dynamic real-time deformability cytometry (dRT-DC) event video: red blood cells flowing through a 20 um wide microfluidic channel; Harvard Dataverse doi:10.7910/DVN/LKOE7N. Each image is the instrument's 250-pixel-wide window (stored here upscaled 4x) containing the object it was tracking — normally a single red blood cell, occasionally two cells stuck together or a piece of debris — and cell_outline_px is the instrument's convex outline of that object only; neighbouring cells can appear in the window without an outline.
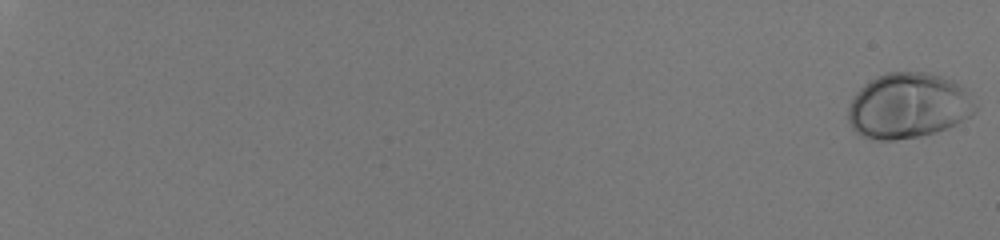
{"species": "human", "species_latin": "Homo sapiens", "temperature_condition": "room temperature", "stored_images_in_passage": 57, "camera_frame_rate_fps": 3000, "um_per_image_px": 0.085, "donor": {"sex": "male"}, "frame": {"image": 1, "passage_image": 1, "time_ms": 0.0, "image_size_px": [1000, 240], "cell_outline_px": [[976, 112], [956, 124], [948, 128], [936, 132], [920, 136], [896, 140], [872, 140], [860, 136], [852, 128], [848, 120], [848, 108], [856, 92], [864, 84], [876, 76], [884, 72], [928, 72], [952, 80], [960, 84], [964, 88], [976, 108]], "centroid_in_image_um": [77.17, 9.0], "position_along_channel_um": 7.8, "area_um2": 48.61}}
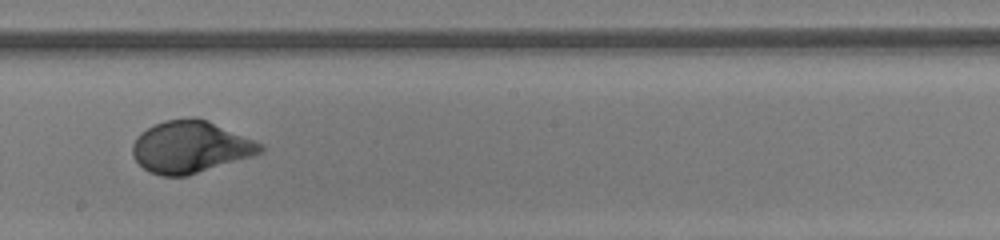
{"frame": {"image": 2, "passage_image": 39, "time_ms": 12.667, "image_size_px": [1000, 240], "cell_outline_px": [[264, 152], [252, 156], [188, 176], [160, 176], [144, 168], [132, 156], [132, 144], [136, 136], [140, 132], [164, 120], [196, 116], [208, 120], [264, 144]], "centroid_in_image_um": [16.19, 12.48], "position_along_channel_um": 232.0, "area_um2": 38.96}}
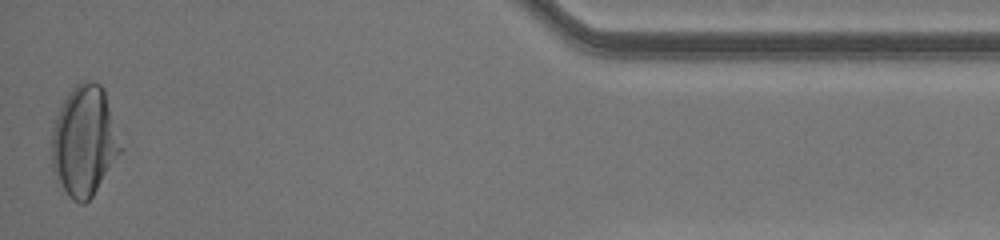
{"frame": {"image": 3, "passage_image": 57, "time_ms": 18.667, "image_size_px": [1000, 240], "cell_outline_px": [[124, 148], [92, 196], [84, 204], [80, 204], [72, 200], [68, 196], [56, 180], [52, 168], [52, 132], [56, 116], [68, 92], [76, 84], [84, 80], [92, 80], [100, 84], [104, 88]], "centroid_in_image_um": [7.18, 11.98], "position_along_channel_um": 428.0, "area_um2": 44.62}, "authors_computed_cell_mechanics": {"area_um2": 39.7086, "velocity_mm_per_s": 4.093, "shape_relaxation_time_tau1_ms": 2.9839, "shape_relaxation_time_tau2_ms": null, "deformation_change_tau1": 0.1719, "deformation_change_tau2": null}}